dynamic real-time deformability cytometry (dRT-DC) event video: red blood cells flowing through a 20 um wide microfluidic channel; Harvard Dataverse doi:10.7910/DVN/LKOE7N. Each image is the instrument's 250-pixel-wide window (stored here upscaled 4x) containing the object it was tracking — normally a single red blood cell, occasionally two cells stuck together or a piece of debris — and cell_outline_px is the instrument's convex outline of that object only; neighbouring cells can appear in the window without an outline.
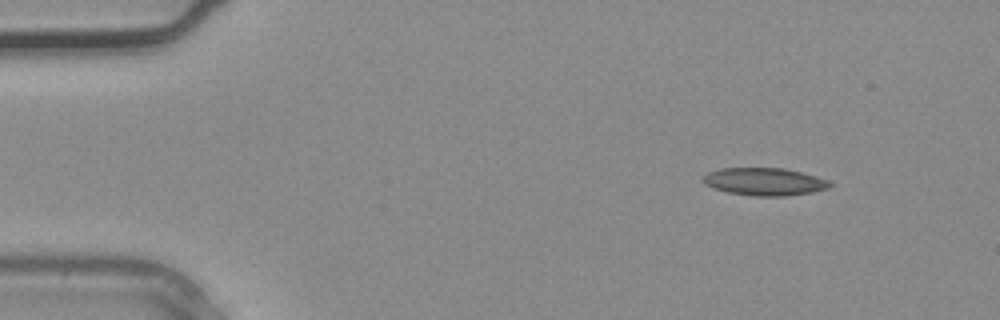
{"species": "common noctule bat (a hibernating species)", "species_latin": "Nyctalus noctula", "temperature_condition": "warm", "stored_images_in_passage": 2, "camera_frame_rate_fps": 3000, "um_per_image_px": 0.085, "animal": {"sex": "male", "body_mass_g": 20.4}, "frame": {"image": 1, "passage_image": 1, "time_ms": 0.0, "image_size_px": [1000, 320], "cell_outline_px": [[832, 188], [812, 192], [788, 196], [752, 196], [728, 192], [704, 184], [704, 176], [708, 172], [720, 168], [784, 168], [816, 176], [828, 180], [832, 184]], "centroid_in_image_um": [65.03, 15.44], "position_along_channel_um": 20.0, "area_um2": 20.4}}